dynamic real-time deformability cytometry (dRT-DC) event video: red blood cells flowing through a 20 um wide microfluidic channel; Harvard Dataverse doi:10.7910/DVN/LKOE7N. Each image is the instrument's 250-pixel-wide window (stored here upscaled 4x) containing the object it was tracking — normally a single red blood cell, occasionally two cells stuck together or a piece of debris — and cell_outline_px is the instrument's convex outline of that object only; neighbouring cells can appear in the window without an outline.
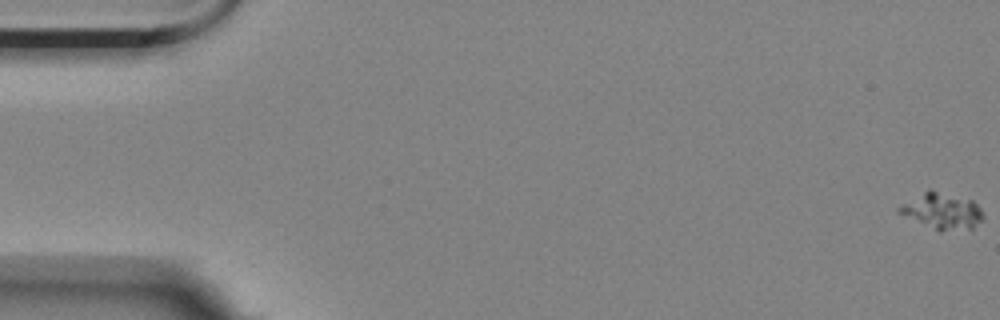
{"species": "Egyptian fruit bat (a non-hibernating species)", "species_latin": "Rousettus aegyptiacus", "temperature_condition": "room temperature", "stored_images_in_passage": 5, "camera_frame_rate_fps": 3000, "um_per_image_px": 0.085, "animal": {"sex": "female"}, "frame": {"image": 1, "passage_image": 5, "time_ms": 1.333, "image_size_px": [1000, 320], "cell_outline_px": [[984, 220], [972, 228], [940, 232], [896, 212], [896, 208], [928, 188], [932, 188], [972, 200], [980, 208], [984, 216]], "centroid_in_image_um": [80.08, 17.92], "position_along_channel_um": 4.9, "area_um2": 17.98}}